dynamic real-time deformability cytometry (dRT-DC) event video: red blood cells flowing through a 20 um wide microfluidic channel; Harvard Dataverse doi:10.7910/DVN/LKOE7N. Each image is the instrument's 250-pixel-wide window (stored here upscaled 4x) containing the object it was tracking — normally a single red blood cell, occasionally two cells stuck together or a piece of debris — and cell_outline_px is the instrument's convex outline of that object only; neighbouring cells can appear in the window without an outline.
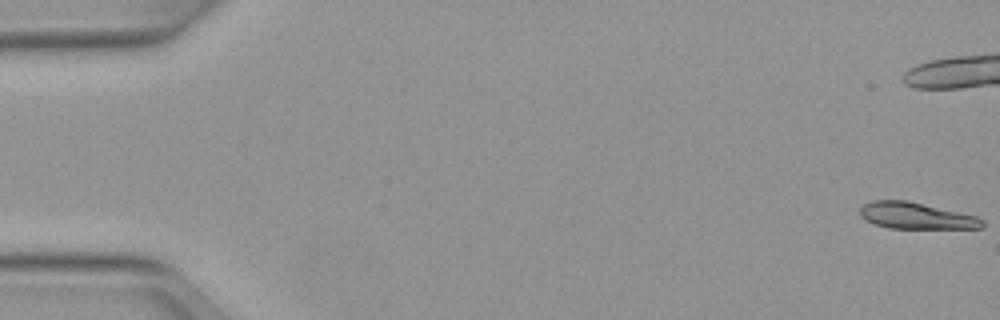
{"species": "Egyptian fruit bat (a non-hibernating species)", "species_latin": "Rousettus aegyptiacus", "temperature_condition": "warm", "stored_images_in_passage": 52, "camera_frame_rate_fps": 3000, "um_per_image_px": 0.085, "animal": {"sex": "female"}, "frame": {"image": 1, "passage_image": 1, "time_ms": 0.0, "image_size_px": [1000, 320], "cell_outline_px": [[984, 228], [888, 228], [876, 224], [860, 216], [860, 208], [864, 204], [872, 200], [908, 200], [976, 216], [984, 220]], "centroid_in_image_um": [77.88, 18.33], "position_along_channel_um": 7.1, "area_um2": 18.73}}